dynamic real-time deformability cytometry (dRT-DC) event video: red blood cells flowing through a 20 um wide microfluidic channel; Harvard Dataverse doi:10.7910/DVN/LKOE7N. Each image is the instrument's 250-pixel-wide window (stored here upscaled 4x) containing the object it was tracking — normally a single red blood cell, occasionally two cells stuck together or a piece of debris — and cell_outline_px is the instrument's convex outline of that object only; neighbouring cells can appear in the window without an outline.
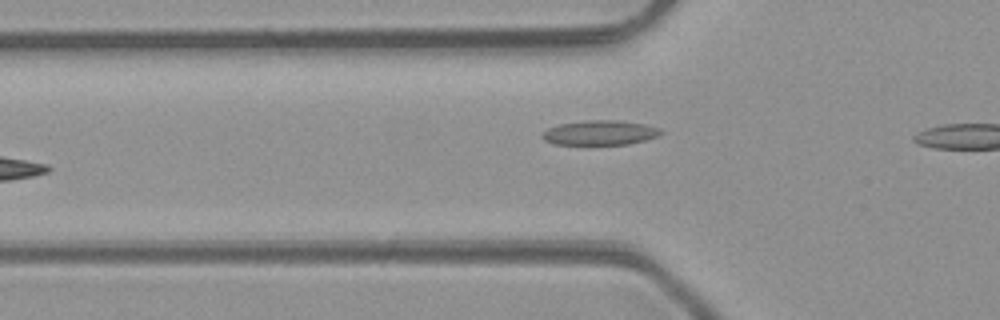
{"species": "common noctule bat (a hibernating species)", "species_latin": "Nyctalus noctula", "temperature_condition": "room temperature", "stored_images_in_passage": 6, "camera_frame_rate_fps": 3000, "um_per_image_px": 0.085, "animal": {"sex": "male", "body_mass_g": 23.1, "forearm_length_mm": 52.7}, "frame": {"image": 1, "passage_image": 5, "time_ms": 5.667, "image_size_px": [1000, 320], "cell_outline_px": [[664, 132], [656, 136], [644, 140], [628, 144], [552, 144], [544, 140], [540, 136], [548, 128], [560, 124], [588, 120], [620, 120], [644, 124], [660, 128]], "centroid_in_image_um": [50.99, 11.27], "position_along_channel_um": 74.8, "area_um2": 16.94}}